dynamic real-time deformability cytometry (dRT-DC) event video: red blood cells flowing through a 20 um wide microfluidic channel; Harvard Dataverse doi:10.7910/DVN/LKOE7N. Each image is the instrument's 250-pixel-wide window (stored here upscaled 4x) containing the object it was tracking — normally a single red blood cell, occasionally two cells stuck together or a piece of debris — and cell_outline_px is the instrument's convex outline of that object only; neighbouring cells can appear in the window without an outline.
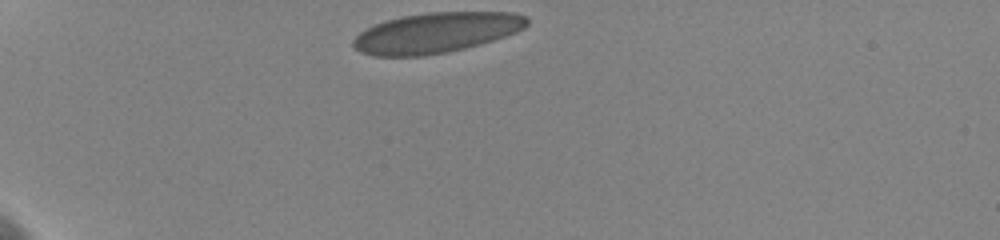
{"species": "human", "species_latin": "Homo sapiens", "temperature_condition": "cold", "stored_images_in_passage": 34, "camera_frame_rate_fps": 3000, "um_per_image_px": 0.085, "donor": {"sex": "female"}, "frame": {"image": 1, "passage_image": 1, "time_ms": 0.0, "image_size_px": [1000, 240], "cell_outline_px": [[528, 24], [524, 28], [516, 32], [480, 44], [448, 52], [424, 56], [372, 56], [360, 52], [352, 48], [352, 40], [360, 32], [384, 20], [404, 16], [428, 12], [516, 12], [528, 16]], "centroid_in_image_um": [37.07, 2.78], "position_along_channel_um": 47.9, "area_um2": 40.98}}
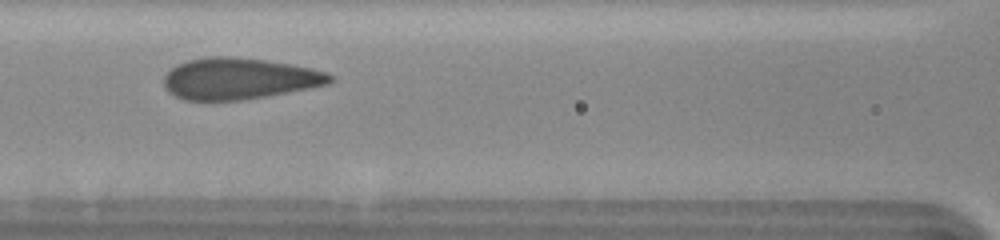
{"frame": {"image": 2, "passage_image": 13, "time_ms": 4.0, "image_size_px": [1000, 240], "cell_outline_px": [[332, 80], [328, 84], [288, 92], [244, 100], [184, 100], [168, 92], [164, 88], [164, 76], [176, 64], [188, 60], [208, 56], [236, 56], [264, 60], [312, 68], [328, 72], [332, 76]], "centroid_in_image_um": [20.29, 6.68], "position_along_channel_um": 146.3, "area_um2": 40.06}}
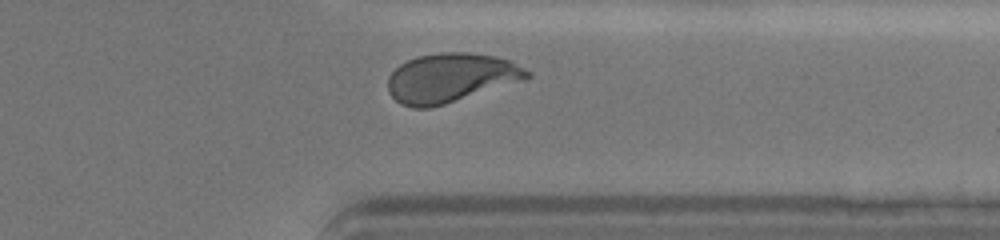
{"frame": {"image": 3, "passage_image": 32, "time_ms": 10.333, "image_size_px": [1000, 240], "cell_outline_px": [[532, 76], [524, 80], [444, 104], [428, 108], [412, 108], [400, 104], [388, 92], [388, 76], [400, 64], [416, 56], [440, 52], [468, 52], [496, 56], [512, 60], [532, 72]], "centroid_in_image_um": [38.33, 6.6], "position_along_channel_um": 373.1, "area_um2": 40.06}, "authors_computed_cell_mechanics": {"area_um2": 40.0265, "velocity_mm_per_s": 3.5738, "shape_relaxation_time_tau1_ms": 4.7996, "shape_relaxation_time_tau2_ms": null, "deformation_change_tau1": 0.1473, "deformation_change_tau2": null}}